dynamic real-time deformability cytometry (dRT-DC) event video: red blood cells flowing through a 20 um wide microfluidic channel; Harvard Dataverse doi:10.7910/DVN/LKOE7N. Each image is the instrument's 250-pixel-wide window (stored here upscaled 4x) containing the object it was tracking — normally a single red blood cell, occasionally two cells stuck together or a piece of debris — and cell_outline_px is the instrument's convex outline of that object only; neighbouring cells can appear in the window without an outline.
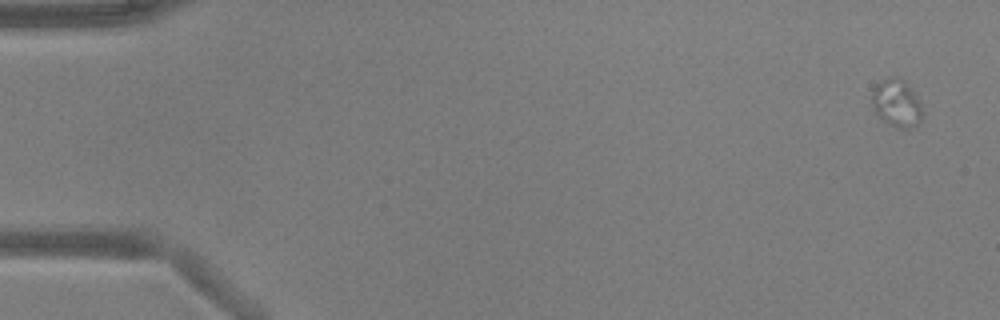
{"species": "common noctule bat (a hibernating species)", "species_latin": "Nyctalus noctula", "temperature_condition": "warm", "stored_images_in_passage": 6, "camera_frame_rate_fps": 3000, "um_per_image_px": 0.085, "animal": {"sex": "male", "body_mass_g": 17.9, "forearm_length_mm": 54.2}, "frame": {"image": 1, "passage_image": 6, "time_ms": 1.667, "image_size_px": [1000, 320], "cell_outline_px": [[920, 120], [916, 124], [908, 128], [900, 128], [884, 120], [876, 112], [872, 104], [872, 88], [876, 84], [884, 80], [904, 80], [916, 96], [920, 104]], "centroid_in_image_um": [76.18, 8.78], "position_along_channel_um": 8.8, "area_um2": 13.06}}